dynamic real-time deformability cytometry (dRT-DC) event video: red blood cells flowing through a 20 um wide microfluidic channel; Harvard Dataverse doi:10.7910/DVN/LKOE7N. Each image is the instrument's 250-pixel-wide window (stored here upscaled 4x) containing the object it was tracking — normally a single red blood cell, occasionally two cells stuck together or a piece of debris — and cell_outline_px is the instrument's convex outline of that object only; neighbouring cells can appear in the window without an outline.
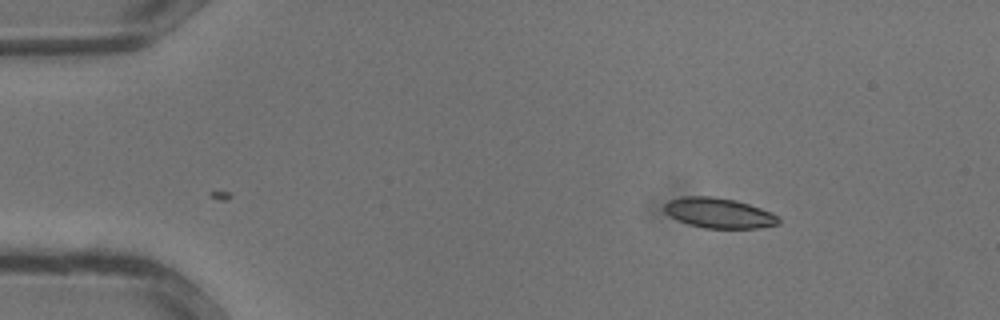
{"species": "common noctule bat (a hibernating species)", "species_latin": "Nyctalus noctula", "temperature_condition": "warm", "stored_images_in_passage": 6, "camera_frame_rate_fps": 3000, "um_per_image_px": 0.085, "animal": {"sex": "male", "body_mass_g": 13.3}, "frame": {"image": 1, "passage_image": 6, "time_ms": 1.667, "image_size_px": [1000, 320], "cell_outline_px": [[780, 224], [760, 228], [704, 228], [688, 224], [664, 212], [664, 204], [668, 200], [680, 196], [712, 196], [736, 200], [772, 212], [780, 216]], "centroid_in_image_um": [61.13, 18.1], "position_along_channel_um": 23.9, "area_um2": 20.23}}